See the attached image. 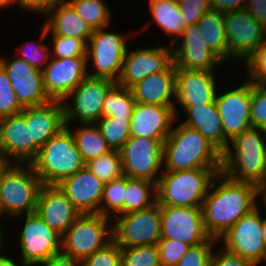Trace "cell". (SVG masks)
<instances>
[{"label": "cell", "mask_w": 266, "mask_h": 266, "mask_svg": "<svg viewBox=\"0 0 266 266\" xmlns=\"http://www.w3.org/2000/svg\"><path fill=\"white\" fill-rule=\"evenodd\" d=\"M256 185L238 182L219 172L202 203L204 225L219 240L241 217L258 205Z\"/></svg>", "instance_id": "obj_1"}, {"label": "cell", "mask_w": 266, "mask_h": 266, "mask_svg": "<svg viewBox=\"0 0 266 266\" xmlns=\"http://www.w3.org/2000/svg\"><path fill=\"white\" fill-rule=\"evenodd\" d=\"M163 172L222 168V154L197 130L172 125L163 143Z\"/></svg>", "instance_id": "obj_2"}, {"label": "cell", "mask_w": 266, "mask_h": 266, "mask_svg": "<svg viewBox=\"0 0 266 266\" xmlns=\"http://www.w3.org/2000/svg\"><path fill=\"white\" fill-rule=\"evenodd\" d=\"M222 172L256 186L266 181V131L249 127L231 140L222 154Z\"/></svg>", "instance_id": "obj_3"}, {"label": "cell", "mask_w": 266, "mask_h": 266, "mask_svg": "<svg viewBox=\"0 0 266 266\" xmlns=\"http://www.w3.org/2000/svg\"><path fill=\"white\" fill-rule=\"evenodd\" d=\"M222 168H196L163 172L156 183L157 203L179 207H202L214 177Z\"/></svg>", "instance_id": "obj_4"}, {"label": "cell", "mask_w": 266, "mask_h": 266, "mask_svg": "<svg viewBox=\"0 0 266 266\" xmlns=\"http://www.w3.org/2000/svg\"><path fill=\"white\" fill-rule=\"evenodd\" d=\"M35 173L45 185H57L85 167L71 131L65 127L49 139L31 163Z\"/></svg>", "instance_id": "obj_5"}, {"label": "cell", "mask_w": 266, "mask_h": 266, "mask_svg": "<svg viewBox=\"0 0 266 266\" xmlns=\"http://www.w3.org/2000/svg\"><path fill=\"white\" fill-rule=\"evenodd\" d=\"M42 185L31 164H10L0 182V217L34 213Z\"/></svg>", "instance_id": "obj_6"}, {"label": "cell", "mask_w": 266, "mask_h": 266, "mask_svg": "<svg viewBox=\"0 0 266 266\" xmlns=\"http://www.w3.org/2000/svg\"><path fill=\"white\" fill-rule=\"evenodd\" d=\"M112 218L100 213L81 214L61 239V252L82 261L113 240Z\"/></svg>", "instance_id": "obj_7"}, {"label": "cell", "mask_w": 266, "mask_h": 266, "mask_svg": "<svg viewBox=\"0 0 266 266\" xmlns=\"http://www.w3.org/2000/svg\"><path fill=\"white\" fill-rule=\"evenodd\" d=\"M104 27L96 29L87 43V63L92 61V72L87 69L90 77L109 78L117 82L120 77L122 63L127 51L126 43L130 35L120 32H109Z\"/></svg>", "instance_id": "obj_8"}, {"label": "cell", "mask_w": 266, "mask_h": 266, "mask_svg": "<svg viewBox=\"0 0 266 266\" xmlns=\"http://www.w3.org/2000/svg\"><path fill=\"white\" fill-rule=\"evenodd\" d=\"M113 221V240L121 249L157 245L161 239V212L158 203L127 214L117 215Z\"/></svg>", "instance_id": "obj_9"}, {"label": "cell", "mask_w": 266, "mask_h": 266, "mask_svg": "<svg viewBox=\"0 0 266 266\" xmlns=\"http://www.w3.org/2000/svg\"><path fill=\"white\" fill-rule=\"evenodd\" d=\"M165 139L130 136L120 150L124 175L157 183L163 173Z\"/></svg>", "instance_id": "obj_10"}, {"label": "cell", "mask_w": 266, "mask_h": 266, "mask_svg": "<svg viewBox=\"0 0 266 266\" xmlns=\"http://www.w3.org/2000/svg\"><path fill=\"white\" fill-rule=\"evenodd\" d=\"M114 83L109 78L87 76L63 101L65 124L76 119L80 124L99 121L103 117L105 96ZM69 99L71 103L67 102Z\"/></svg>", "instance_id": "obj_11"}, {"label": "cell", "mask_w": 266, "mask_h": 266, "mask_svg": "<svg viewBox=\"0 0 266 266\" xmlns=\"http://www.w3.org/2000/svg\"><path fill=\"white\" fill-rule=\"evenodd\" d=\"M23 228L18 233L22 262L36 266L61 252L62 236L51 229L35 212L25 214Z\"/></svg>", "instance_id": "obj_12"}, {"label": "cell", "mask_w": 266, "mask_h": 266, "mask_svg": "<svg viewBox=\"0 0 266 266\" xmlns=\"http://www.w3.org/2000/svg\"><path fill=\"white\" fill-rule=\"evenodd\" d=\"M224 15L228 60L244 64L265 41L266 30L245 8Z\"/></svg>", "instance_id": "obj_13"}, {"label": "cell", "mask_w": 266, "mask_h": 266, "mask_svg": "<svg viewBox=\"0 0 266 266\" xmlns=\"http://www.w3.org/2000/svg\"><path fill=\"white\" fill-rule=\"evenodd\" d=\"M263 217L259 206L241 217L218 241L223 248L247 259L255 266L261 263L266 245L262 234Z\"/></svg>", "instance_id": "obj_14"}, {"label": "cell", "mask_w": 266, "mask_h": 266, "mask_svg": "<svg viewBox=\"0 0 266 266\" xmlns=\"http://www.w3.org/2000/svg\"><path fill=\"white\" fill-rule=\"evenodd\" d=\"M161 239L179 240L195 246L206 242L208 235L202 207L160 205Z\"/></svg>", "instance_id": "obj_15"}, {"label": "cell", "mask_w": 266, "mask_h": 266, "mask_svg": "<svg viewBox=\"0 0 266 266\" xmlns=\"http://www.w3.org/2000/svg\"><path fill=\"white\" fill-rule=\"evenodd\" d=\"M237 88L216 94L225 139L230 142L251 127L252 82L245 78Z\"/></svg>", "instance_id": "obj_16"}, {"label": "cell", "mask_w": 266, "mask_h": 266, "mask_svg": "<svg viewBox=\"0 0 266 266\" xmlns=\"http://www.w3.org/2000/svg\"><path fill=\"white\" fill-rule=\"evenodd\" d=\"M40 148L31 141L30 124L21 112L0 119V158L10 164H31Z\"/></svg>", "instance_id": "obj_17"}, {"label": "cell", "mask_w": 266, "mask_h": 266, "mask_svg": "<svg viewBox=\"0 0 266 266\" xmlns=\"http://www.w3.org/2000/svg\"><path fill=\"white\" fill-rule=\"evenodd\" d=\"M168 46L160 43V46L137 50L127 48L117 83L131 88L147 76L164 71L173 62L172 45Z\"/></svg>", "instance_id": "obj_18"}, {"label": "cell", "mask_w": 266, "mask_h": 266, "mask_svg": "<svg viewBox=\"0 0 266 266\" xmlns=\"http://www.w3.org/2000/svg\"><path fill=\"white\" fill-rule=\"evenodd\" d=\"M87 57H51L42 70L44 88L51 100L64 101L88 76Z\"/></svg>", "instance_id": "obj_19"}, {"label": "cell", "mask_w": 266, "mask_h": 266, "mask_svg": "<svg viewBox=\"0 0 266 266\" xmlns=\"http://www.w3.org/2000/svg\"><path fill=\"white\" fill-rule=\"evenodd\" d=\"M178 40L172 44L173 63L176 69L214 71L216 66L224 63L207 46L197 25L185 27Z\"/></svg>", "instance_id": "obj_20"}, {"label": "cell", "mask_w": 266, "mask_h": 266, "mask_svg": "<svg viewBox=\"0 0 266 266\" xmlns=\"http://www.w3.org/2000/svg\"><path fill=\"white\" fill-rule=\"evenodd\" d=\"M3 67L23 107L42 105L51 101L44 88L43 73L21 58L7 60L0 57Z\"/></svg>", "instance_id": "obj_21"}, {"label": "cell", "mask_w": 266, "mask_h": 266, "mask_svg": "<svg viewBox=\"0 0 266 266\" xmlns=\"http://www.w3.org/2000/svg\"><path fill=\"white\" fill-rule=\"evenodd\" d=\"M35 213L61 236L81 215L57 185L45 184L40 189Z\"/></svg>", "instance_id": "obj_22"}, {"label": "cell", "mask_w": 266, "mask_h": 266, "mask_svg": "<svg viewBox=\"0 0 266 266\" xmlns=\"http://www.w3.org/2000/svg\"><path fill=\"white\" fill-rule=\"evenodd\" d=\"M215 71H176V103L179 106L205 105L215 101L217 83Z\"/></svg>", "instance_id": "obj_23"}, {"label": "cell", "mask_w": 266, "mask_h": 266, "mask_svg": "<svg viewBox=\"0 0 266 266\" xmlns=\"http://www.w3.org/2000/svg\"><path fill=\"white\" fill-rule=\"evenodd\" d=\"M57 186L81 214L100 213L104 183L86 167L64 178Z\"/></svg>", "instance_id": "obj_24"}, {"label": "cell", "mask_w": 266, "mask_h": 266, "mask_svg": "<svg viewBox=\"0 0 266 266\" xmlns=\"http://www.w3.org/2000/svg\"><path fill=\"white\" fill-rule=\"evenodd\" d=\"M178 119L169 106L136 102L130 118L131 136L167 138Z\"/></svg>", "instance_id": "obj_25"}, {"label": "cell", "mask_w": 266, "mask_h": 266, "mask_svg": "<svg viewBox=\"0 0 266 266\" xmlns=\"http://www.w3.org/2000/svg\"><path fill=\"white\" fill-rule=\"evenodd\" d=\"M176 66L172 62L164 71L154 73L142 79L130 89L136 102L171 107L177 119Z\"/></svg>", "instance_id": "obj_26"}, {"label": "cell", "mask_w": 266, "mask_h": 266, "mask_svg": "<svg viewBox=\"0 0 266 266\" xmlns=\"http://www.w3.org/2000/svg\"><path fill=\"white\" fill-rule=\"evenodd\" d=\"M22 113L26 124H30L31 141L39 148L66 127L63 101L27 106Z\"/></svg>", "instance_id": "obj_27"}, {"label": "cell", "mask_w": 266, "mask_h": 266, "mask_svg": "<svg viewBox=\"0 0 266 266\" xmlns=\"http://www.w3.org/2000/svg\"><path fill=\"white\" fill-rule=\"evenodd\" d=\"M187 117L182 124L200 132L221 154L229 145L224 137L222 120L216 102L205 105L180 106Z\"/></svg>", "instance_id": "obj_28"}, {"label": "cell", "mask_w": 266, "mask_h": 266, "mask_svg": "<svg viewBox=\"0 0 266 266\" xmlns=\"http://www.w3.org/2000/svg\"><path fill=\"white\" fill-rule=\"evenodd\" d=\"M44 16L43 26L47 29L48 36L51 34L75 37L87 44L93 34L94 30L76 14L67 1L49 10Z\"/></svg>", "instance_id": "obj_29"}, {"label": "cell", "mask_w": 266, "mask_h": 266, "mask_svg": "<svg viewBox=\"0 0 266 266\" xmlns=\"http://www.w3.org/2000/svg\"><path fill=\"white\" fill-rule=\"evenodd\" d=\"M149 11L152 21L170 37V45L174 44L183 34L185 25L179 10V2L169 0H149ZM176 36V37H175Z\"/></svg>", "instance_id": "obj_30"}, {"label": "cell", "mask_w": 266, "mask_h": 266, "mask_svg": "<svg viewBox=\"0 0 266 266\" xmlns=\"http://www.w3.org/2000/svg\"><path fill=\"white\" fill-rule=\"evenodd\" d=\"M207 46L223 61L228 60V42L225 32V15L222 12L209 10L197 23Z\"/></svg>", "instance_id": "obj_31"}, {"label": "cell", "mask_w": 266, "mask_h": 266, "mask_svg": "<svg viewBox=\"0 0 266 266\" xmlns=\"http://www.w3.org/2000/svg\"><path fill=\"white\" fill-rule=\"evenodd\" d=\"M69 126L66 125L85 163L111 151L96 124H80L74 131Z\"/></svg>", "instance_id": "obj_32"}, {"label": "cell", "mask_w": 266, "mask_h": 266, "mask_svg": "<svg viewBox=\"0 0 266 266\" xmlns=\"http://www.w3.org/2000/svg\"><path fill=\"white\" fill-rule=\"evenodd\" d=\"M156 203V183L126 175L125 214L147 209Z\"/></svg>", "instance_id": "obj_33"}, {"label": "cell", "mask_w": 266, "mask_h": 266, "mask_svg": "<svg viewBox=\"0 0 266 266\" xmlns=\"http://www.w3.org/2000/svg\"><path fill=\"white\" fill-rule=\"evenodd\" d=\"M93 30L108 27L111 23V9L104 0H66Z\"/></svg>", "instance_id": "obj_34"}, {"label": "cell", "mask_w": 266, "mask_h": 266, "mask_svg": "<svg viewBox=\"0 0 266 266\" xmlns=\"http://www.w3.org/2000/svg\"><path fill=\"white\" fill-rule=\"evenodd\" d=\"M135 103L131 89L115 82L105 96L103 116L131 117Z\"/></svg>", "instance_id": "obj_35"}, {"label": "cell", "mask_w": 266, "mask_h": 266, "mask_svg": "<svg viewBox=\"0 0 266 266\" xmlns=\"http://www.w3.org/2000/svg\"><path fill=\"white\" fill-rule=\"evenodd\" d=\"M130 118L103 116L95 123L111 150L120 151L130 138Z\"/></svg>", "instance_id": "obj_36"}, {"label": "cell", "mask_w": 266, "mask_h": 266, "mask_svg": "<svg viewBox=\"0 0 266 266\" xmlns=\"http://www.w3.org/2000/svg\"><path fill=\"white\" fill-rule=\"evenodd\" d=\"M126 175L104 184L100 214L109 218L125 214Z\"/></svg>", "instance_id": "obj_37"}, {"label": "cell", "mask_w": 266, "mask_h": 266, "mask_svg": "<svg viewBox=\"0 0 266 266\" xmlns=\"http://www.w3.org/2000/svg\"><path fill=\"white\" fill-rule=\"evenodd\" d=\"M85 167L104 184L124 175L120 151L116 150L89 160Z\"/></svg>", "instance_id": "obj_38"}, {"label": "cell", "mask_w": 266, "mask_h": 266, "mask_svg": "<svg viewBox=\"0 0 266 266\" xmlns=\"http://www.w3.org/2000/svg\"><path fill=\"white\" fill-rule=\"evenodd\" d=\"M40 37L37 43L32 42L29 43L25 41L23 44H20L17 47V50L22 53V56H18L23 61L31 65L32 67H35L39 70H43L45 66L49 63V60L51 58V49L48 47L47 44L42 43L43 39H45L47 34V29L42 26L41 28ZM29 49H28V48Z\"/></svg>", "instance_id": "obj_39"}, {"label": "cell", "mask_w": 266, "mask_h": 266, "mask_svg": "<svg viewBox=\"0 0 266 266\" xmlns=\"http://www.w3.org/2000/svg\"><path fill=\"white\" fill-rule=\"evenodd\" d=\"M122 266H161L157 245L121 249Z\"/></svg>", "instance_id": "obj_40"}, {"label": "cell", "mask_w": 266, "mask_h": 266, "mask_svg": "<svg viewBox=\"0 0 266 266\" xmlns=\"http://www.w3.org/2000/svg\"><path fill=\"white\" fill-rule=\"evenodd\" d=\"M51 57L62 59L72 57H87V44L79 38L51 35Z\"/></svg>", "instance_id": "obj_41"}, {"label": "cell", "mask_w": 266, "mask_h": 266, "mask_svg": "<svg viewBox=\"0 0 266 266\" xmlns=\"http://www.w3.org/2000/svg\"><path fill=\"white\" fill-rule=\"evenodd\" d=\"M23 109L7 73L0 65V119L21 113Z\"/></svg>", "instance_id": "obj_42"}, {"label": "cell", "mask_w": 266, "mask_h": 266, "mask_svg": "<svg viewBox=\"0 0 266 266\" xmlns=\"http://www.w3.org/2000/svg\"><path fill=\"white\" fill-rule=\"evenodd\" d=\"M218 243L217 239L210 237L206 242L190 246L176 266H211L213 247Z\"/></svg>", "instance_id": "obj_43"}, {"label": "cell", "mask_w": 266, "mask_h": 266, "mask_svg": "<svg viewBox=\"0 0 266 266\" xmlns=\"http://www.w3.org/2000/svg\"><path fill=\"white\" fill-rule=\"evenodd\" d=\"M80 266H122L121 248L112 240L102 249L83 259Z\"/></svg>", "instance_id": "obj_44"}, {"label": "cell", "mask_w": 266, "mask_h": 266, "mask_svg": "<svg viewBox=\"0 0 266 266\" xmlns=\"http://www.w3.org/2000/svg\"><path fill=\"white\" fill-rule=\"evenodd\" d=\"M244 64L248 74L246 78L252 83L266 86V39Z\"/></svg>", "instance_id": "obj_45"}, {"label": "cell", "mask_w": 266, "mask_h": 266, "mask_svg": "<svg viewBox=\"0 0 266 266\" xmlns=\"http://www.w3.org/2000/svg\"><path fill=\"white\" fill-rule=\"evenodd\" d=\"M161 266H176L190 245L179 240L160 239L157 243Z\"/></svg>", "instance_id": "obj_46"}, {"label": "cell", "mask_w": 266, "mask_h": 266, "mask_svg": "<svg viewBox=\"0 0 266 266\" xmlns=\"http://www.w3.org/2000/svg\"><path fill=\"white\" fill-rule=\"evenodd\" d=\"M251 127L266 131V86L252 83Z\"/></svg>", "instance_id": "obj_47"}, {"label": "cell", "mask_w": 266, "mask_h": 266, "mask_svg": "<svg viewBox=\"0 0 266 266\" xmlns=\"http://www.w3.org/2000/svg\"><path fill=\"white\" fill-rule=\"evenodd\" d=\"M179 10L185 27L195 26L201 17L211 10L210 0H180Z\"/></svg>", "instance_id": "obj_48"}, {"label": "cell", "mask_w": 266, "mask_h": 266, "mask_svg": "<svg viewBox=\"0 0 266 266\" xmlns=\"http://www.w3.org/2000/svg\"><path fill=\"white\" fill-rule=\"evenodd\" d=\"M211 266H255L253 263L241 256L227 251L221 246V249L213 251Z\"/></svg>", "instance_id": "obj_49"}, {"label": "cell", "mask_w": 266, "mask_h": 266, "mask_svg": "<svg viewBox=\"0 0 266 266\" xmlns=\"http://www.w3.org/2000/svg\"><path fill=\"white\" fill-rule=\"evenodd\" d=\"M66 0H17L18 9L26 12H34L45 15L49 10Z\"/></svg>", "instance_id": "obj_50"}, {"label": "cell", "mask_w": 266, "mask_h": 266, "mask_svg": "<svg viewBox=\"0 0 266 266\" xmlns=\"http://www.w3.org/2000/svg\"><path fill=\"white\" fill-rule=\"evenodd\" d=\"M245 9L266 30V0H247Z\"/></svg>", "instance_id": "obj_51"}, {"label": "cell", "mask_w": 266, "mask_h": 266, "mask_svg": "<svg viewBox=\"0 0 266 266\" xmlns=\"http://www.w3.org/2000/svg\"><path fill=\"white\" fill-rule=\"evenodd\" d=\"M247 0H210L211 10L227 13L246 7Z\"/></svg>", "instance_id": "obj_52"}, {"label": "cell", "mask_w": 266, "mask_h": 266, "mask_svg": "<svg viewBox=\"0 0 266 266\" xmlns=\"http://www.w3.org/2000/svg\"><path fill=\"white\" fill-rule=\"evenodd\" d=\"M80 266V261L66 255L62 252L51 256L48 260L36 265V266Z\"/></svg>", "instance_id": "obj_53"}, {"label": "cell", "mask_w": 266, "mask_h": 266, "mask_svg": "<svg viewBox=\"0 0 266 266\" xmlns=\"http://www.w3.org/2000/svg\"><path fill=\"white\" fill-rule=\"evenodd\" d=\"M20 263L18 264L17 260H13L12 256L8 257V255L0 254V266H26L23 262L20 261Z\"/></svg>", "instance_id": "obj_54"}, {"label": "cell", "mask_w": 266, "mask_h": 266, "mask_svg": "<svg viewBox=\"0 0 266 266\" xmlns=\"http://www.w3.org/2000/svg\"><path fill=\"white\" fill-rule=\"evenodd\" d=\"M257 189V199L261 197V200L266 208V181L260 183L256 186Z\"/></svg>", "instance_id": "obj_55"}, {"label": "cell", "mask_w": 266, "mask_h": 266, "mask_svg": "<svg viewBox=\"0 0 266 266\" xmlns=\"http://www.w3.org/2000/svg\"><path fill=\"white\" fill-rule=\"evenodd\" d=\"M14 5H18L17 4V0H0V9L2 11V9L4 10L7 7H13Z\"/></svg>", "instance_id": "obj_56"}, {"label": "cell", "mask_w": 266, "mask_h": 266, "mask_svg": "<svg viewBox=\"0 0 266 266\" xmlns=\"http://www.w3.org/2000/svg\"><path fill=\"white\" fill-rule=\"evenodd\" d=\"M10 165L7 161H4L3 159L0 158V182H1V177L3 174V171Z\"/></svg>", "instance_id": "obj_57"}, {"label": "cell", "mask_w": 266, "mask_h": 266, "mask_svg": "<svg viewBox=\"0 0 266 266\" xmlns=\"http://www.w3.org/2000/svg\"><path fill=\"white\" fill-rule=\"evenodd\" d=\"M262 234H263V238H264V243L266 245V217L263 218Z\"/></svg>", "instance_id": "obj_58"}, {"label": "cell", "mask_w": 266, "mask_h": 266, "mask_svg": "<svg viewBox=\"0 0 266 266\" xmlns=\"http://www.w3.org/2000/svg\"><path fill=\"white\" fill-rule=\"evenodd\" d=\"M4 231H2L1 227H0V254L2 253V247L4 246L3 244L5 243L4 240V234H3Z\"/></svg>", "instance_id": "obj_59"}, {"label": "cell", "mask_w": 266, "mask_h": 266, "mask_svg": "<svg viewBox=\"0 0 266 266\" xmlns=\"http://www.w3.org/2000/svg\"><path fill=\"white\" fill-rule=\"evenodd\" d=\"M262 261H266V250H265V252H264V255H263V258H262L261 262H262Z\"/></svg>", "instance_id": "obj_60"}, {"label": "cell", "mask_w": 266, "mask_h": 266, "mask_svg": "<svg viewBox=\"0 0 266 266\" xmlns=\"http://www.w3.org/2000/svg\"><path fill=\"white\" fill-rule=\"evenodd\" d=\"M169 1L179 2L180 0H169Z\"/></svg>", "instance_id": "obj_61"}]
</instances>
